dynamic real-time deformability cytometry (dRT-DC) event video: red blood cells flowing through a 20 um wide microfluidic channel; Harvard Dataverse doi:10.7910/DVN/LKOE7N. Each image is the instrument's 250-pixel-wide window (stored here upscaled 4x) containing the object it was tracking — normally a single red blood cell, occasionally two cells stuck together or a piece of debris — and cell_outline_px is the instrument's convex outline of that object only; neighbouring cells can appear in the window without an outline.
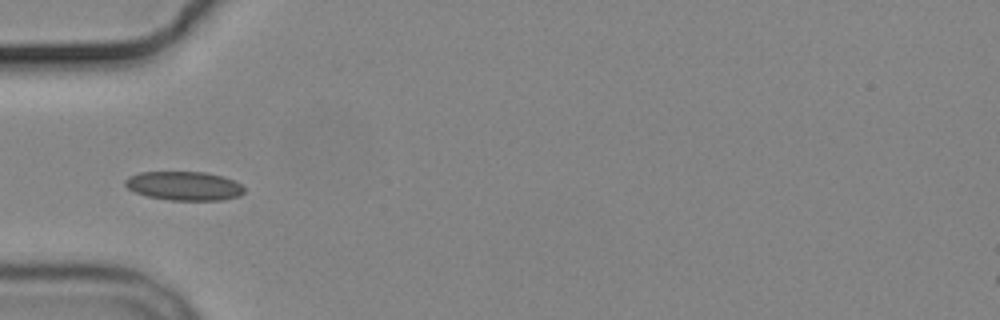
{"species": "common noctule bat (a hibernating species)", "species_latin": "Nyctalus noctula", "temperature_condition": "cold", "stored_images_in_passage": 3, "camera_frame_rate_fps": 3000, "um_per_image_px": 0.085, "animal": {"sex": "male", "body_mass_g": 19.2, "forearm_length_mm": 51.8}, "frame": {"image": 1, "passage_image": 1, "time_ms": 0.0, "image_size_px": [1000, 320], "cell_outline_px": [[244, 192], [240, 196], [220, 200], [168, 200], [148, 196], [136, 192], [128, 188], [124, 184], [124, 180], [128, 176], [140, 172], [208, 172], [224, 176], [240, 184], [244, 188]], "centroid_in_image_um": [15.65, 15.79], "position_along_channel_um": 69.4, "area_um2": 20.11}}
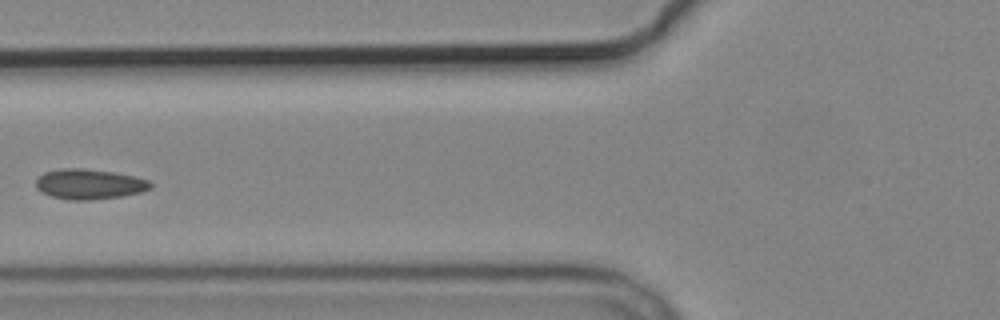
{"frame": {"image": 2, "passage_image": 2, "time_ms": 1.333, "image_size_px": [1000, 320], "cell_outline_px": [[152, 188], [140, 192], [120, 196], [88, 200], [72, 200], [52, 196], [36, 188], [36, 180], [44, 172], [64, 168], [84, 168], [112, 172], [136, 176], [152, 180]], "centroid_in_image_um": [7.64, 15.64], "position_along_channel_um": 118.2, "area_um2": 20.06}}
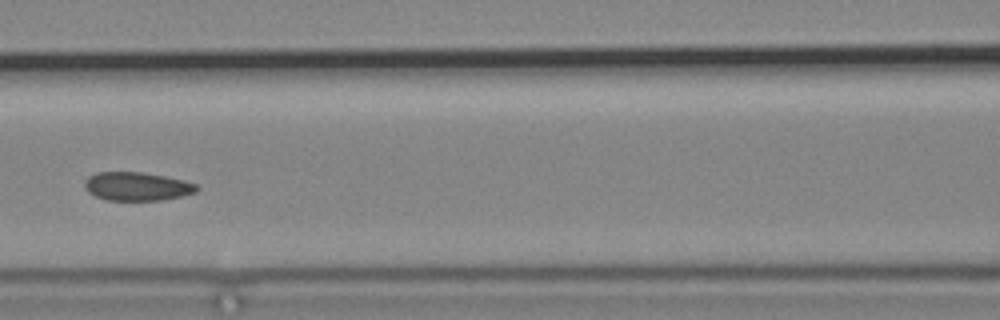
{"frame": {"image": 3, "passage_image": 3, "time_ms": 2.333, "image_size_px": [1000, 320], "cell_outline_px": [[200, 188], [196, 192], [180, 196], [160, 200], [108, 200], [96, 196], [88, 192], [84, 188], [84, 180], [88, 176], [96, 172], [140, 172], [164, 176], [184, 180], [196, 184]], "centroid_in_image_um": [11.62, 15.83], "position_along_channel_um": 155.0, "area_um2": 18.61}}